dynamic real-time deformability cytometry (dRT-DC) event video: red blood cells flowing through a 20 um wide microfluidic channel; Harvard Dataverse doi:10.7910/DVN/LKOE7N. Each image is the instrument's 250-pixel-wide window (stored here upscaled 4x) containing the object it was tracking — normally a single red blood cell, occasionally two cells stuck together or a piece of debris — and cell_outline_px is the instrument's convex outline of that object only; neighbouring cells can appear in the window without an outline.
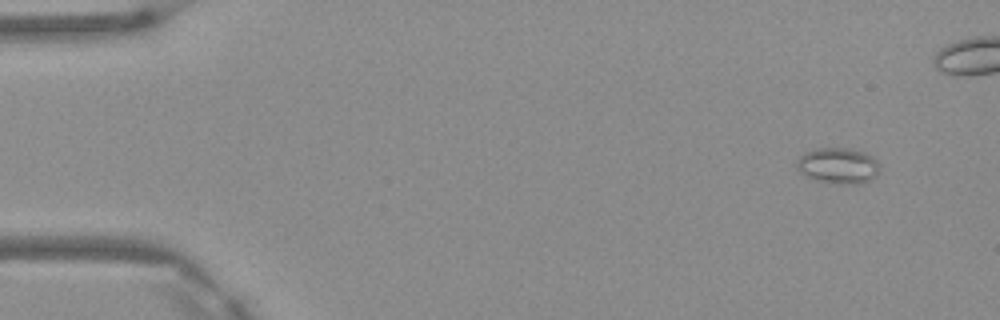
{"species": "Egyptian fruit bat (a non-hibernating species)", "species_latin": "Rousettus aegyptiacus", "temperature_condition": "warm", "stored_images_in_passage": 2, "camera_frame_rate_fps": 3000, "um_per_image_px": 0.085, "frame": {"image": 1, "passage_image": 2, "time_ms": 0.333, "image_size_px": [1000, 320], "cell_outline_px": [[880, 168], [868, 180], [856, 184], [840, 184], [816, 180], [800, 172], [796, 164], [796, 160], [804, 152], [820, 148], [844, 148], [864, 152], [872, 156], [880, 164]], "centroid_in_image_um": [71.22, 14.07], "position_along_channel_um": 13.8, "area_um2": 17.05}}